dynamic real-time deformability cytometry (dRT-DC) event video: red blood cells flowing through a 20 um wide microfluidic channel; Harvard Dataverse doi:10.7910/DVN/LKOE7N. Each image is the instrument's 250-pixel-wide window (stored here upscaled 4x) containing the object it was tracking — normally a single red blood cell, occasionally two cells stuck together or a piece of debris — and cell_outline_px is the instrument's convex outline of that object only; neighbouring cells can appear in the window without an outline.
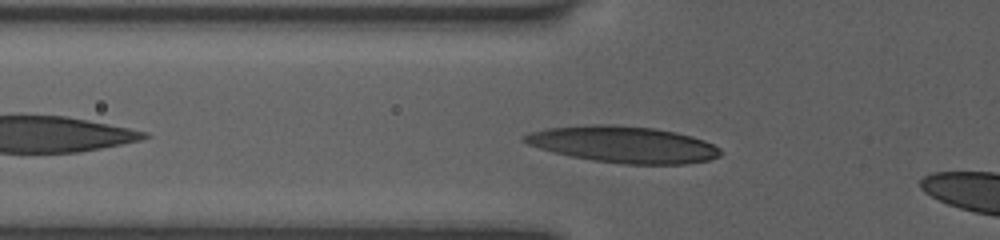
{"species": "human", "species_latin": "Homo sapiens", "temperature_condition": "room temperature", "stored_images_in_passage": 8, "camera_frame_rate_fps": 3000, "um_per_image_px": 0.085, "donor": {"sex": "female"}, "frame": {"image": 1, "passage_image": 5, "time_ms": 1.333, "image_size_px": [1000, 240], "cell_outline_px": [[724, 152], [720, 156], [708, 160], [684, 164], [624, 164], [592, 160], [552, 152], [528, 144], [520, 140], [520, 136], [528, 132], [544, 128], [592, 124], [612, 124], [656, 128], [676, 132], [692, 136], [704, 140], [720, 148]], "centroid_in_image_um": [52.96, 12.26], "position_along_channel_um": 72.8, "area_um2": 42.08}}